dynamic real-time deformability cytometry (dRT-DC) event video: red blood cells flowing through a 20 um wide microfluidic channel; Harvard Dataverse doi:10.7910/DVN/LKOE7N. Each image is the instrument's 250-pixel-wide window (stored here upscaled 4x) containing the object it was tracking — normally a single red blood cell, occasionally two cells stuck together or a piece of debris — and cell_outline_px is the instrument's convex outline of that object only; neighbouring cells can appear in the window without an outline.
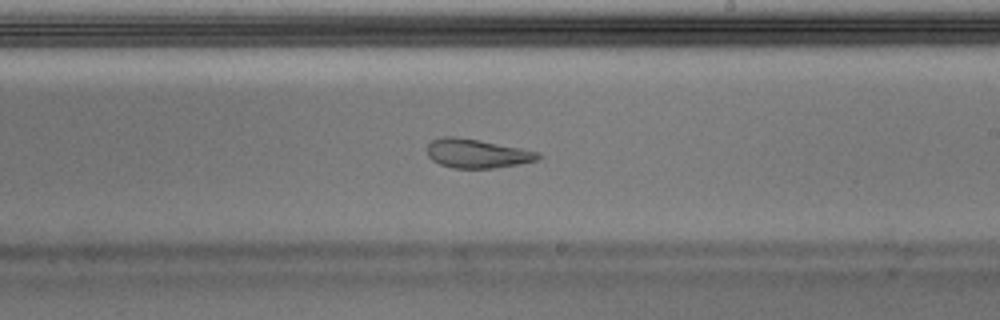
{"species": "Egyptian fruit bat (a non-hibernating species)", "species_latin": "Rousettus aegyptiacus", "temperature_condition": "warm", "stored_images_in_passage": 50, "segment_of_instrument_passage": [1, 2], "camera_frame_rate_fps": 3000, "um_per_image_px": 0.085, "animal": {"sex": "male"}, "frame": {"image": 1, "passage_image": 29, "time_ms": 9.333, "image_size_px": [1000, 320], "cell_outline_px": [[544, 156], [536, 160], [516, 164], [492, 168], [452, 168], [440, 164], [432, 160], [428, 156], [428, 144], [432, 140], [444, 136], [452, 136], [480, 140], [540, 152]], "centroid_in_image_um": [40.54, 13.04], "position_along_channel_um": 248.5, "area_um2": 18.61}}